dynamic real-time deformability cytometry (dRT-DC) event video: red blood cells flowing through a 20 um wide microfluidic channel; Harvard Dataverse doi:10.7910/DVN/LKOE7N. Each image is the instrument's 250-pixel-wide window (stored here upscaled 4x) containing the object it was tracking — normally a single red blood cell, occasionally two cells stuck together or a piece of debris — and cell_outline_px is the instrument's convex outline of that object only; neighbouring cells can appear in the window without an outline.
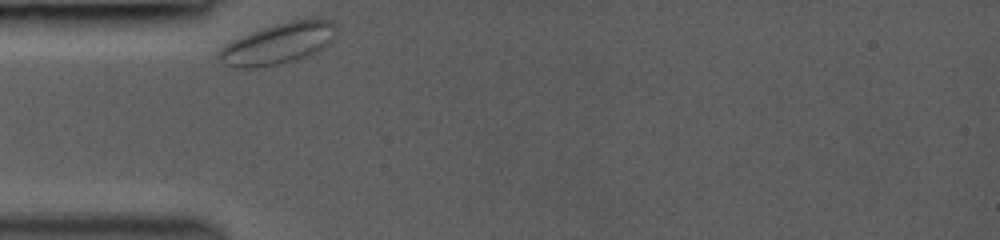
{"species": "common noctule bat (a hibernating species)", "species_latin": "Nyctalus noctula", "temperature_condition": "room temperature", "stored_images_in_passage": 10, "camera_frame_rate_fps": 3000, "um_per_image_px": 0.085, "animal": {"sex": "female", "body_mass_g": 19.0, "forearm_length_mm": 53.3}, "frame": {"image": 1, "passage_image": 1, "time_ms": 0.0, "image_size_px": [1000, 240], "cell_outline_px": [[336, 24], [332, 40], [324, 48], [316, 52], [292, 60], [276, 64], [252, 68], [232, 68], [220, 60], [216, 56], [216, 52], [224, 44], [232, 40], [252, 32], [264, 28], [292, 20], [312, 16], [328, 20]], "centroid_in_image_um": [23.62, 3.69], "position_along_channel_um": 61.4, "area_um2": 27.92}}
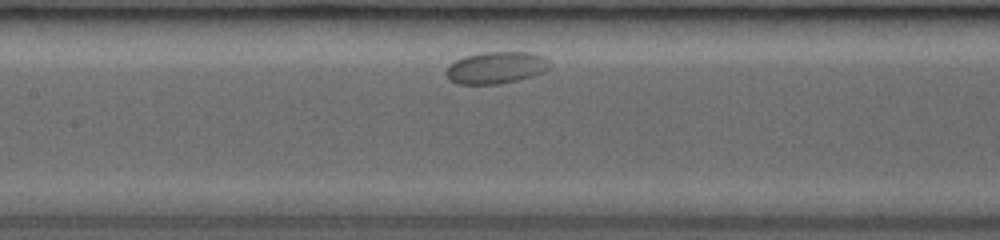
{"frame": {"image": 2, "passage_image": 6, "time_ms": 3.333, "image_size_px": [1000, 240], "cell_outline_px": [[552, 68], [544, 72], [532, 76], [516, 80], [496, 84], [456, 84], [448, 80], [444, 72], [448, 64], [464, 56], [480, 52], [532, 52], [544, 56], [552, 64]], "centroid_in_image_um": [42.16, 5.74], "position_along_channel_um": 165.2, "area_um2": 19.71}}
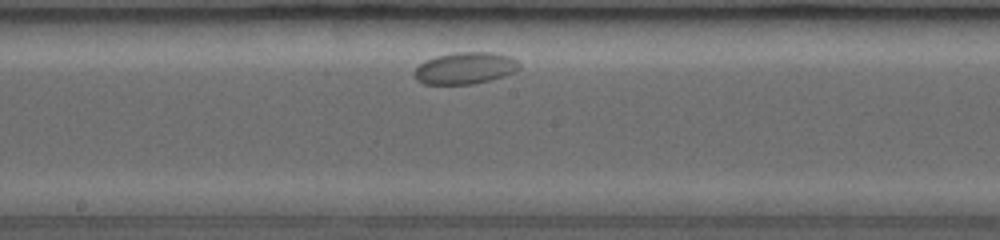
{"frame": {"image": 3, "passage_image": 8, "time_ms": 4.667, "image_size_px": [1000, 240], "cell_outline_px": [[520, 68], [516, 72], [504, 76], [472, 84], [424, 84], [416, 80], [412, 76], [412, 72], [424, 60], [436, 56], [456, 52], [496, 52], [512, 56], [520, 64]], "centroid_in_image_um": [39.53, 5.78], "position_along_channel_um": 208.7, "area_um2": 19.77}}